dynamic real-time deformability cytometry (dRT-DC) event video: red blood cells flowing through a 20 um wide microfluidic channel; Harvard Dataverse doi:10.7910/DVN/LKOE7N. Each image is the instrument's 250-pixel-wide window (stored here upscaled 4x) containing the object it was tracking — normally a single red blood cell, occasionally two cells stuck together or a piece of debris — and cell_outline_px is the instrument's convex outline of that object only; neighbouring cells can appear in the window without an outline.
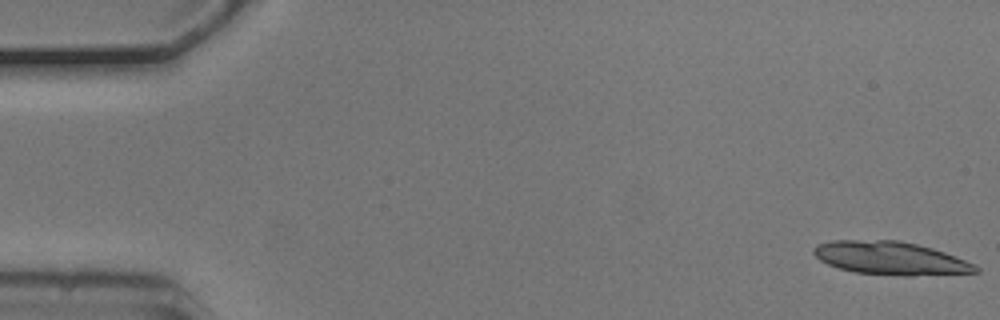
{"species": "common noctule bat (a hibernating species)", "species_latin": "Nyctalus noctula", "temperature_condition": "cold", "stored_images_in_passage": 45, "segment_of_instrument_passage": [1, 2], "camera_frame_rate_fps": 3000, "um_per_image_px": 0.085, "animal": {"sex": "male", "body_mass_g": 20.5, "forearm_length_mm": 52.5}, "frame": {"image": 1, "passage_image": 1, "time_ms": 0.0, "image_size_px": [1000, 320], "cell_outline_px": [[980, 272], [912, 276], [904, 276], [852, 272], [828, 264], [820, 260], [812, 252], [812, 248], [816, 244], [832, 240], [900, 240], [932, 248], [956, 256], [976, 264], [980, 268]], "centroid_in_image_um": [75.7, 21.95], "position_along_channel_um": 9.3, "area_um2": 31.56}}
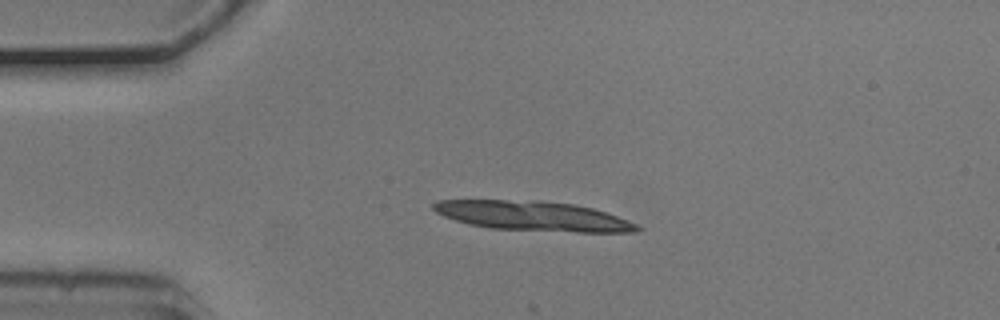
{"frame": {"image": 2, "passage_image": 12, "time_ms": 3.667, "image_size_px": [1000, 320], "cell_outline_px": [[644, 228], [636, 232], [576, 232], [488, 228], [468, 224], [444, 216], [436, 212], [432, 208], [432, 204], [436, 200], [540, 200], [572, 204], [592, 208], [628, 220]], "centroid_in_image_um": [45.3, 18.36], "position_along_channel_um": 39.7, "area_um2": 35.2}}